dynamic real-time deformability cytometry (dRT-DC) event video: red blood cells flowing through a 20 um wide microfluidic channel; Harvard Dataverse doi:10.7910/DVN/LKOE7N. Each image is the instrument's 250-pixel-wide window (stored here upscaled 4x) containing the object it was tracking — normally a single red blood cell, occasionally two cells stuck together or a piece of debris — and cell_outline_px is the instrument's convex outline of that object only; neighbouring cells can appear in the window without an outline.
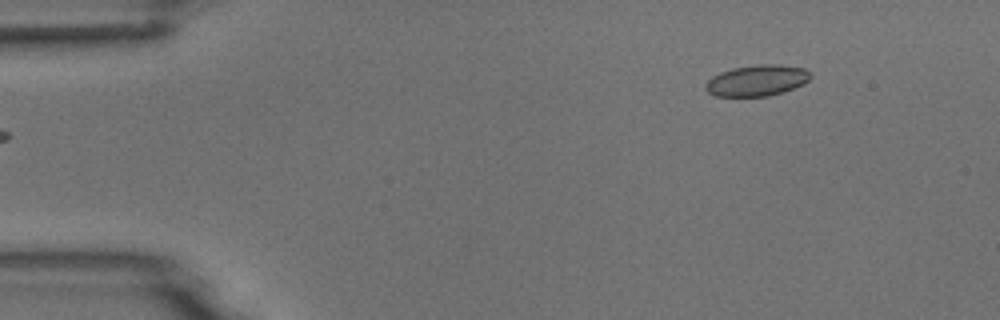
{"species": "common noctule bat (a hibernating species)", "species_latin": "Nyctalus noctula", "temperature_condition": "room temperature", "stored_images_in_passage": 6, "segment_of_instrument_passage": [2, 2], "camera_frame_rate_fps": 3000, "um_per_image_px": 0.085, "animal": {"sex": "male", "body_mass_g": 18.8}, "frame": {"image": 1, "passage_image": 6, "time_ms": 6.0, "image_size_px": [1000, 320], "cell_outline_px": [[812, 76], [804, 84], [784, 92], [768, 96], [716, 96], [708, 92], [704, 88], [704, 84], [712, 76], [720, 72], [732, 68], [756, 64], [780, 64], [804, 68]], "centroid_in_image_um": [64.33, 6.83], "position_along_channel_um": 20.7, "area_um2": 19.19}}